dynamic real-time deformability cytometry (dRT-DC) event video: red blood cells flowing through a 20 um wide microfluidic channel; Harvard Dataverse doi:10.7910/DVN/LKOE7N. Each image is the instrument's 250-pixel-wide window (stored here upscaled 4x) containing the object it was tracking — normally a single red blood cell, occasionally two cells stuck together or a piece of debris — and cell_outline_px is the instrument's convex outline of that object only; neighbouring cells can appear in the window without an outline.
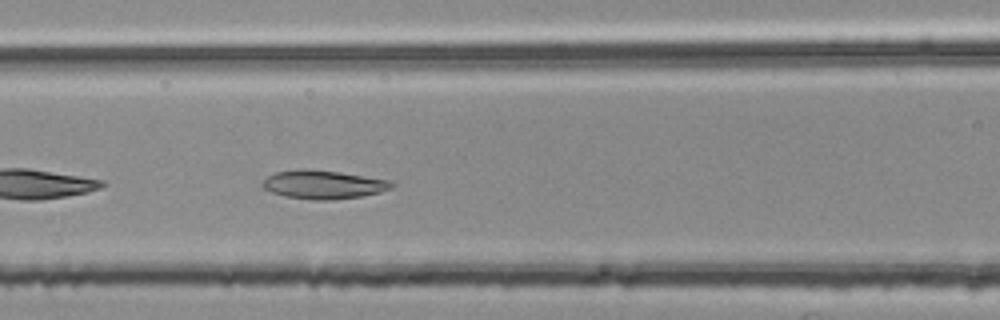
{"species": "common noctule bat (a hibernating species)", "species_latin": "Nyctalus noctula", "temperature_condition": "room temperature", "stored_images_in_passage": 31, "camera_frame_rate_fps": 3000, "um_per_image_px": 0.085, "animal": {"sex": "female", "body_mass_g": 25.1}, "frame": {"image": 1, "passage_image": 7, "time_ms": 2.0, "image_size_px": [1000, 320], "cell_outline_px": [[396, 184], [392, 188], [380, 192], [360, 196], [332, 200], [312, 200], [284, 196], [272, 192], [264, 188], [260, 184], [268, 176], [276, 172], [296, 168], [300, 168], [340, 172], [392, 180]], "centroid_in_image_um": [27.5, 15.68], "position_along_channel_um": 139.1, "area_um2": 21.68}}
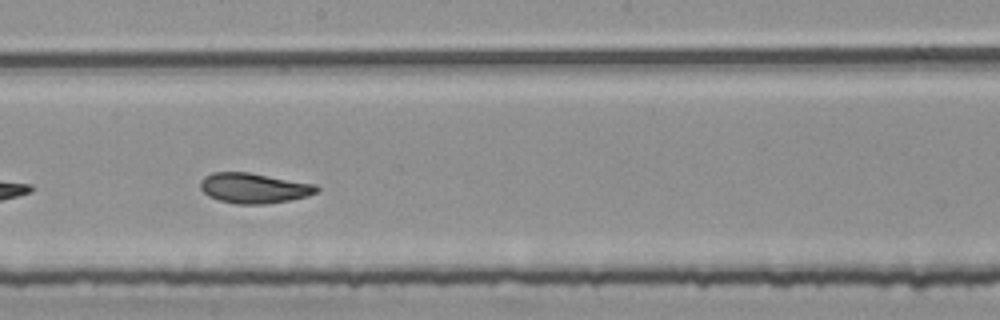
{"frame": {"image": 2, "passage_image": 14, "time_ms": 4.333, "image_size_px": [1000, 320], "cell_outline_px": [[320, 188], [316, 192], [308, 196], [288, 200], [264, 204], [236, 204], [220, 200], [208, 196], [200, 188], [200, 180], [204, 176], [212, 172], [248, 172], [316, 184]], "centroid_in_image_um": [21.57, 15.98], "position_along_channel_um": 226.6, "area_um2": 20.46}}
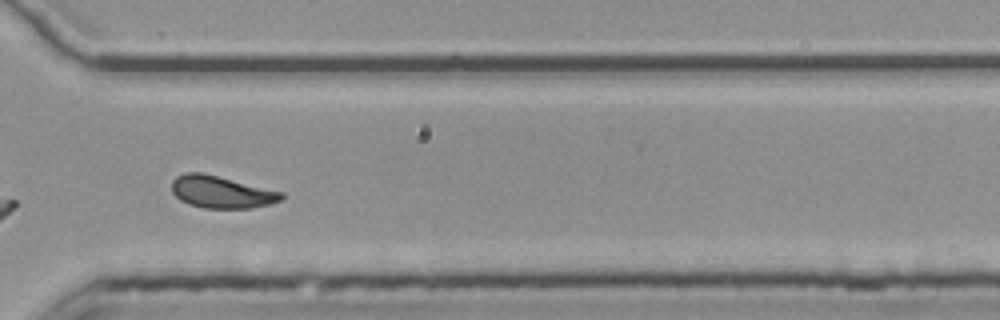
{"frame": {"image": 3, "passage_image": 24, "time_ms": 7.667, "image_size_px": [1000, 320], "cell_outline_px": [[284, 200], [252, 208], [204, 208], [188, 204], [180, 200], [172, 192], [172, 180], [176, 176], [184, 172], [200, 172], [284, 192]], "centroid_in_image_um": [18.81, 16.32], "position_along_channel_um": 351.8, "area_um2": 20.58}, "authors_computed_cell_mechanics": {"area_um2": 20.808, "velocity_mm_per_s": 3.7624, "shape_relaxation_time_tau1_ms": 9.9896, "shape_relaxation_time_tau2_ms": 3.0776, "deformation_change_tau1": 0.2142, "deformation_change_tau2": 0.0914}}